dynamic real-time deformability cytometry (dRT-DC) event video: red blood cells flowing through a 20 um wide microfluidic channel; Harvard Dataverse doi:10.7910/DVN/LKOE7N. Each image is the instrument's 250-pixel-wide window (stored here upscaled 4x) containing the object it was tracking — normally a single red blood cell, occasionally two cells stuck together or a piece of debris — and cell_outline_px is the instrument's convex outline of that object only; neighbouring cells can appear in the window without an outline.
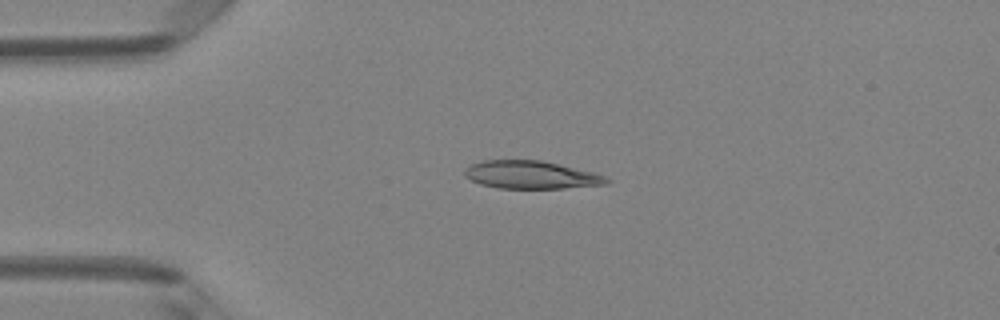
{"species": "Egyptian fruit bat (a non-hibernating species)", "species_latin": "Rousettus aegyptiacus", "temperature_condition": "room temperature", "stored_images_in_passage": 4, "camera_frame_rate_fps": 3000, "um_per_image_px": 0.085, "animal": {"sex": "female"}, "frame": {"image": 1, "passage_image": 3, "time_ms": 0.667, "image_size_px": [1000, 320], "cell_outline_px": [[612, 180], [608, 184], [564, 188], [496, 188], [480, 184], [464, 176], [464, 168], [468, 164], [484, 160], [540, 160], [592, 172], [604, 176]], "centroid_in_image_um": [45.09, 14.86], "position_along_channel_um": 39.9, "area_um2": 23.06}}